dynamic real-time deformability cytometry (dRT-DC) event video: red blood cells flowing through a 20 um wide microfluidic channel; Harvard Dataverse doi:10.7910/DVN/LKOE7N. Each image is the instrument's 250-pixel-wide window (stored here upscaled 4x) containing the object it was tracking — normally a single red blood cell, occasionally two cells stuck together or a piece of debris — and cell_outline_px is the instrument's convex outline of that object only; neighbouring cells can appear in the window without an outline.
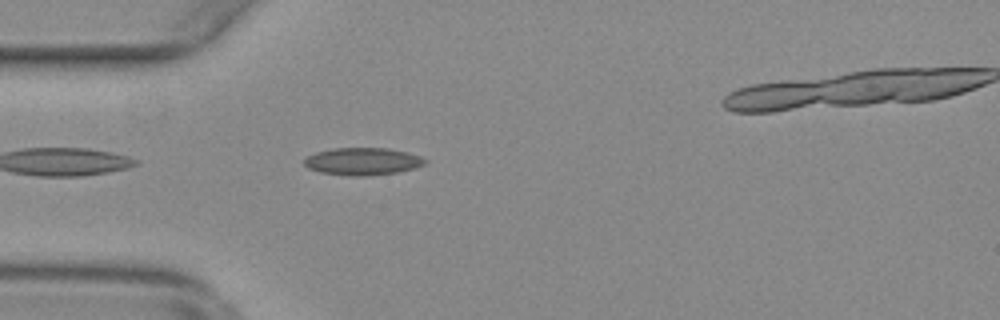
{"species": "common noctule bat (a hibernating species)", "species_latin": "Nyctalus noctula", "temperature_condition": "warm", "stored_images_in_passage": 37, "camera_frame_rate_fps": 3000, "um_per_image_px": 0.085, "animal": {"sex": "female", "body_mass_g": 29.2, "forearm_length_mm": 56.3}, "frame": {"image": 1, "passage_image": 2, "time_ms": 0.333, "image_size_px": [1000, 320], "cell_outline_px": [[428, 160], [424, 164], [412, 168], [396, 172], [364, 176], [352, 176], [320, 172], [308, 168], [304, 164], [304, 160], [308, 156], [316, 152], [332, 148], [388, 148], [420, 156]], "centroid_in_image_um": [30.79, 13.71], "position_along_channel_um": 54.2, "area_um2": 19.02}}
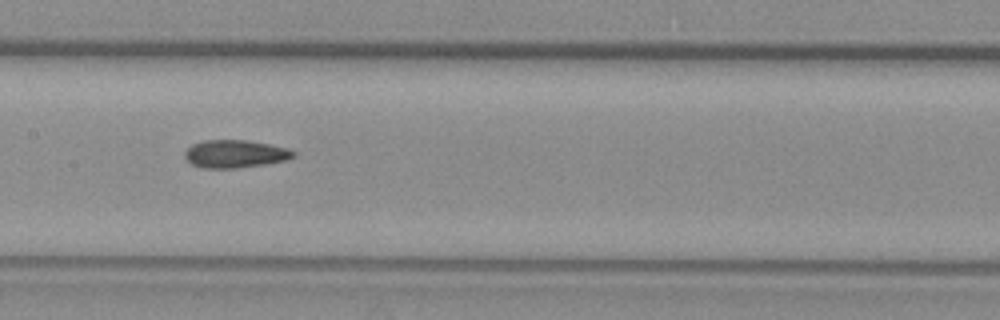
{"frame": {"image": 2, "passage_image": 13, "time_ms": 4.0, "image_size_px": [1000, 320], "cell_outline_px": [[296, 156], [288, 160], [264, 164], [236, 168], [204, 168], [192, 164], [184, 156], [184, 152], [192, 144], [204, 140], [244, 140], [268, 144], [288, 148], [296, 152]], "centroid_in_image_um": [20.0, 13.08], "position_along_channel_um": 187.4, "area_um2": 17.57}}
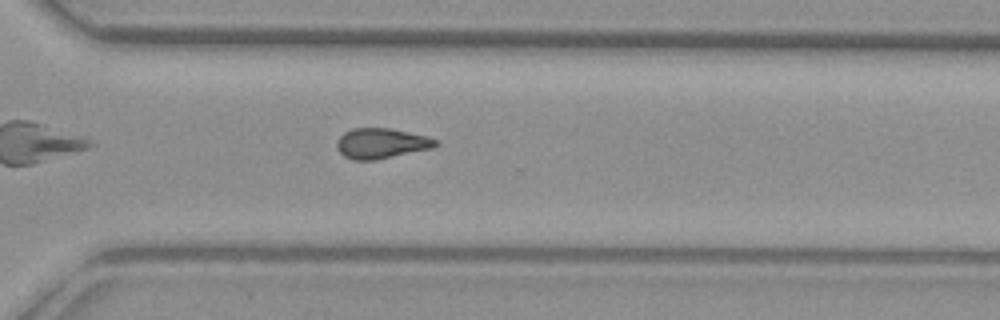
{"frame": {"image": 3, "passage_image": 25, "time_ms": 8.0, "image_size_px": [1000, 320], "cell_outline_px": [[440, 144], [432, 148], [376, 160], [352, 160], [344, 156], [336, 148], [336, 140], [344, 132], [352, 128], [392, 128], [428, 136], [440, 140]], "centroid_in_image_um": [32.43, 12.18], "position_along_channel_um": 338.2, "area_um2": 17.74}, "authors_computed_cell_mechanics": {"area_um2": 17.5134, "velocity_mm_per_s": 3.7866, "shape_relaxation_time_tau1_ms": null, "shape_relaxation_time_tau2_ms": 3.5317, "deformation_change_tau1": null, "deformation_change_tau2": 0.1071}}